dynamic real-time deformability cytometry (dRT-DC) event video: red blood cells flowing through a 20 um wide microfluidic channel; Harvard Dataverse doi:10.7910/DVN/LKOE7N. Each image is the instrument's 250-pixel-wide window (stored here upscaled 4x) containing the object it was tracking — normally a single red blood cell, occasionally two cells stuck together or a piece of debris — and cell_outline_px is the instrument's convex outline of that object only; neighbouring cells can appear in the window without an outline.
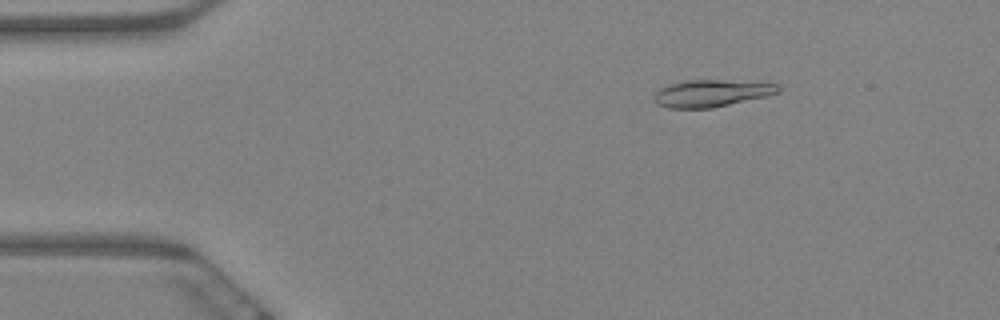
{"species": "Egyptian fruit bat (a non-hibernating species)", "species_latin": "Rousettus aegyptiacus", "temperature_condition": "warm", "stored_images_in_passage": 62, "camera_frame_rate_fps": 3000, "um_per_image_px": 0.085, "animal": {"sex": "female"}, "frame": {"image": 1, "passage_image": 10, "time_ms": 3.0, "image_size_px": [1000, 320], "cell_outline_px": [[780, 92], [764, 96], [712, 108], [668, 108], [656, 104], [652, 100], [652, 96], [660, 88], [668, 84], [684, 80], [720, 80], [776, 84], [780, 88]], "centroid_in_image_um": [60.36, 7.93], "position_along_channel_um": 24.6, "area_um2": 19.42}}
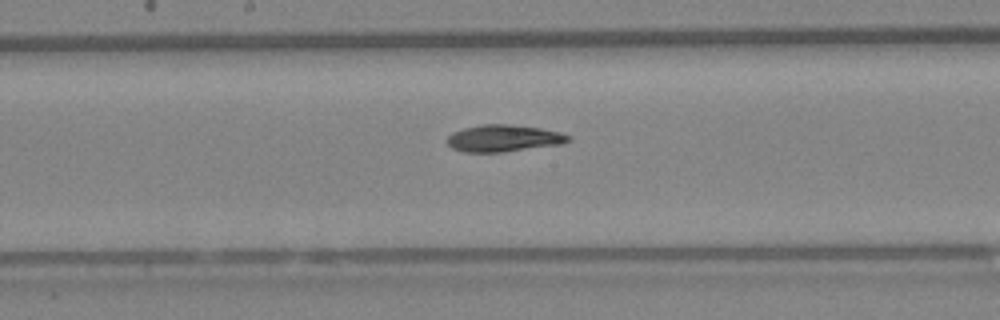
{"frame": {"image": 2, "passage_image": 33, "time_ms": 10.667, "image_size_px": [1000, 320], "cell_outline_px": [[572, 136], [568, 140], [560, 144], [500, 152], [464, 152], [452, 148], [444, 140], [452, 132], [464, 128], [480, 124], [512, 124], [540, 128], [560, 132]], "centroid_in_image_um": [42.75, 11.74], "position_along_channel_um": 205.5, "area_um2": 18.96}}
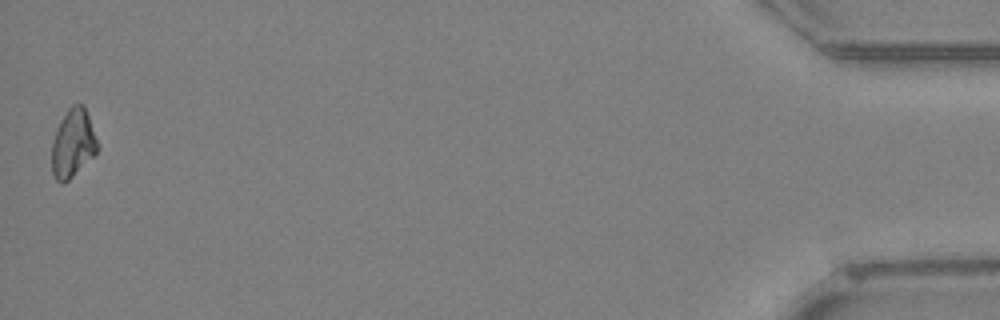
{"frame": {"image": 3, "passage_image": 62, "time_ms": 20.333, "image_size_px": [1000, 320], "cell_outline_px": [[100, 148], [64, 184], [60, 184], [56, 180], [52, 172], [52, 140], [56, 128], [60, 120], [68, 108], [72, 104], [84, 104]], "centroid_in_image_um": [6.18, 12.16], "position_along_channel_um": 429.0, "area_um2": 18.15}}